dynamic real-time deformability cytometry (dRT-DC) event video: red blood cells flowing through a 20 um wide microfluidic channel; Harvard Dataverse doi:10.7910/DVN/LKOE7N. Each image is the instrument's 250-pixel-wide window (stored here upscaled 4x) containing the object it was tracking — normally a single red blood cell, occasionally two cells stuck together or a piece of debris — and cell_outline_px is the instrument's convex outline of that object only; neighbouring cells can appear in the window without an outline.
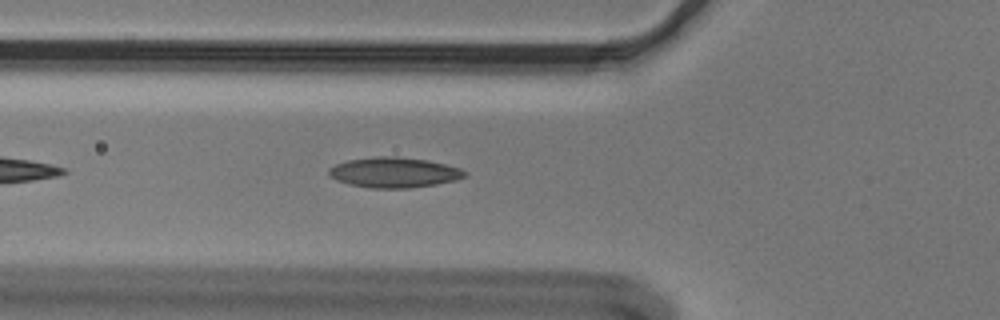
{"species": "Egyptian fruit bat (a non-hibernating species)", "species_latin": "Rousettus aegyptiacus", "temperature_condition": "cold", "stored_images_in_passage": 20, "camera_frame_rate_fps": 3000, "um_per_image_px": 0.085, "animal": {"sex": "male"}, "frame": {"image": 1, "passage_image": 6, "time_ms": 1.667, "image_size_px": [1000, 320], "cell_outline_px": [[468, 172], [464, 176], [456, 180], [436, 184], [408, 188], [368, 188], [348, 184], [336, 180], [328, 176], [328, 168], [336, 164], [348, 160], [376, 156], [396, 156], [428, 160], [460, 168]], "centroid_in_image_um": [33.46, 14.66], "position_along_channel_um": 92.3, "area_um2": 24.1}}
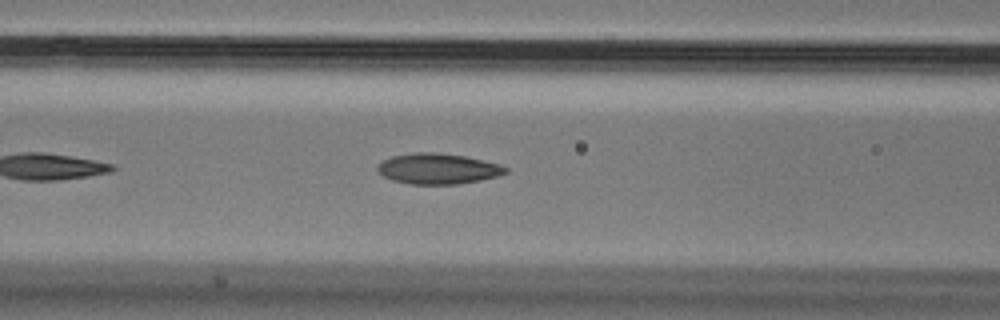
{"frame": {"image": 2, "passage_image": 9, "time_ms": 2.667, "image_size_px": [1000, 320], "cell_outline_px": [[508, 172], [500, 176], [480, 180], [456, 184], [408, 184], [392, 180], [384, 176], [376, 168], [384, 160], [392, 156], [412, 152], [436, 152], [464, 156], [484, 160], [500, 164], [508, 168]], "centroid_in_image_um": [37.26, 14.34], "position_along_channel_um": 129.3, "area_um2": 22.89}}
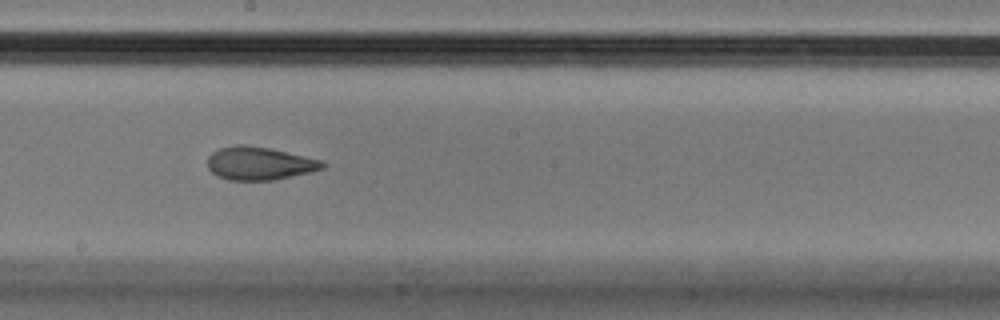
{"frame": {"image": 3, "passage_image": 17, "time_ms": 5.333, "image_size_px": [1000, 320], "cell_outline_px": [[328, 164], [324, 168], [312, 172], [272, 180], [228, 180], [216, 176], [208, 168], [208, 156], [212, 152], [220, 148], [236, 144], [244, 144], [272, 148], [320, 160]], "centroid_in_image_um": [22.05, 13.88], "position_along_channel_um": 226.2, "area_um2": 22.37}}